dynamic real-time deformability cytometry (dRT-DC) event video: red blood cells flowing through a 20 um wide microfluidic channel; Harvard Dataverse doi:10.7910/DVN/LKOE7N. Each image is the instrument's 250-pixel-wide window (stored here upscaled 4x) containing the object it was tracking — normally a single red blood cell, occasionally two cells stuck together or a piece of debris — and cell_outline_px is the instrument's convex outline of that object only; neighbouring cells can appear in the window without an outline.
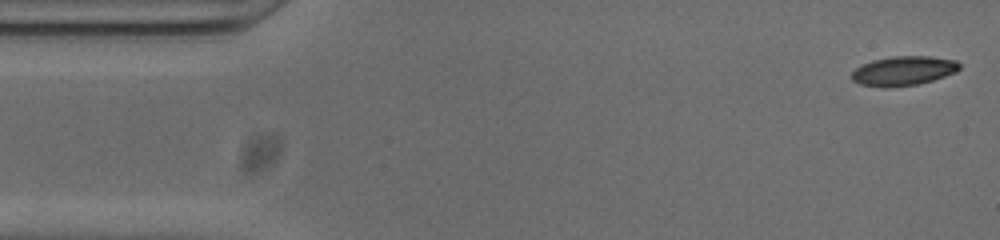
{"species": "common noctule bat (a hibernating species)", "species_latin": "Nyctalus noctula", "temperature_condition": "cold", "stored_images_in_passage": 51, "camera_frame_rate_fps": 3000, "um_per_image_px": 0.085, "animal": {"sex": "male", "body_mass_g": 20.0, "forearm_length_mm": 53.3}, "frame": {"image": 1, "passage_image": 1, "time_ms": 0.0, "image_size_px": [1000, 240], "cell_outline_px": [[960, 68], [956, 72], [932, 80], [916, 84], [888, 88], [884, 88], [860, 84], [852, 80], [852, 72], [856, 68], [872, 60], [892, 56], [928, 56], [956, 60], [960, 64]], "centroid_in_image_um": [76.79, 6.02], "position_along_channel_um": 8.2, "area_um2": 18.38}}
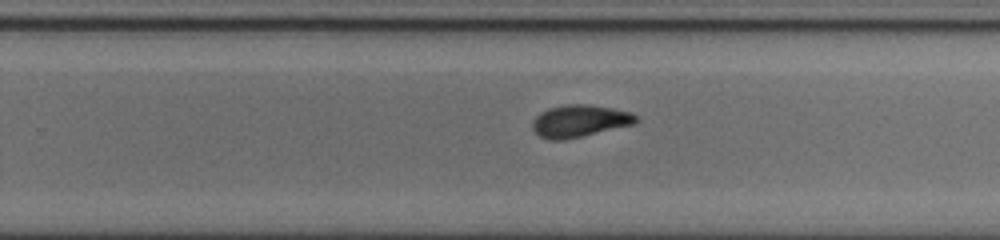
{"frame": {"image": 2, "passage_image": 31, "time_ms": 10.0, "image_size_px": [1000, 240], "cell_outline_px": [[640, 120], [632, 124], [564, 140], [548, 140], [540, 136], [532, 128], [532, 120], [540, 112], [548, 108], [564, 104], [588, 104], [612, 108], [632, 112]], "centroid_in_image_um": [49.23, 10.27], "position_along_channel_um": 280.6, "area_um2": 19.36}}
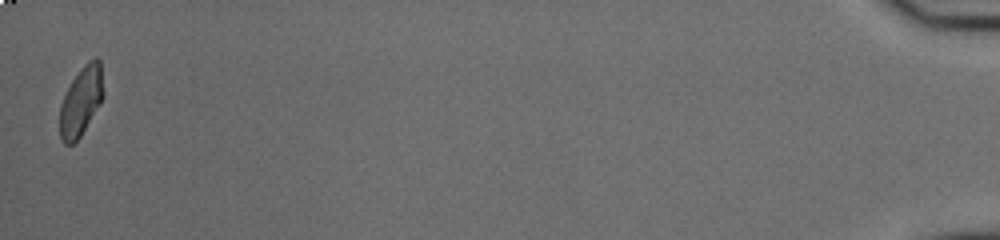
{"frame": {"image": 3, "passage_image": 51, "time_ms": 16.667, "image_size_px": [1000, 240], "cell_outline_px": [[104, 96], [80, 136], [72, 144], [64, 144], [60, 140], [60, 104], [72, 80], [80, 68], [88, 60], [96, 56], [100, 60], [104, 92]], "centroid_in_image_um": [6.89, 8.56], "position_along_channel_um": 428.3, "area_um2": 17.46}, "authors_computed_cell_mechanics": {"area_um2": 18.8428, "velocity_mm_per_s": 3.8304, "shape_relaxation_time_tau1_ms": 8.4495, "shape_relaxation_time_tau2_ms": 2.3583, "deformation_change_tau1": 0.2207, "deformation_change_tau2": 0.0731}}